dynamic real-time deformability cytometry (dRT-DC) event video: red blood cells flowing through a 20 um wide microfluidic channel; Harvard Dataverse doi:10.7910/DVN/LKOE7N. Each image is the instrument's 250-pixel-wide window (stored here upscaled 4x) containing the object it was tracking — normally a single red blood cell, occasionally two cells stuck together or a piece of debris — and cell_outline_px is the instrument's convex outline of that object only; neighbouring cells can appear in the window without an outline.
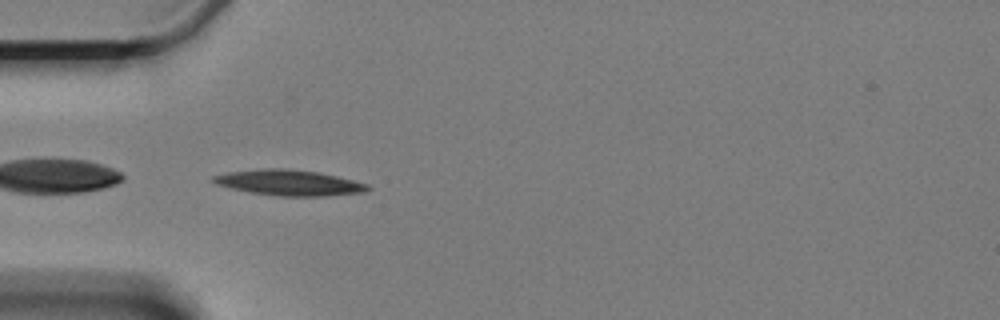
{"species": "Egyptian fruit bat (a non-hibernating species)", "species_latin": "Rousettus aegyptiacus", "temperature_condition": "cold", "stored_images_in_passage": 43, "camera_frame_rate_fps": 3000, "um_per_image_px": 0.085, "animal": {"sex": "female"}, "frame": {"image": 1, "passage_image": 1, "time_ms": 0.0, "image_size_px": [1000, 320], "cell_outline_px": [[372, 188], [364, 192], [324, 196], [280, 196], [252, 192], [232, 188], [216, 184], [212, 180], [212, 176], [228, 172], [264, 168], [288, 168], [320, 172], [368, 184]], "centroid_in_image_um": [24.59, 15.52], "position_along_channel_um": 60.4, "area_um2": 22.95}}
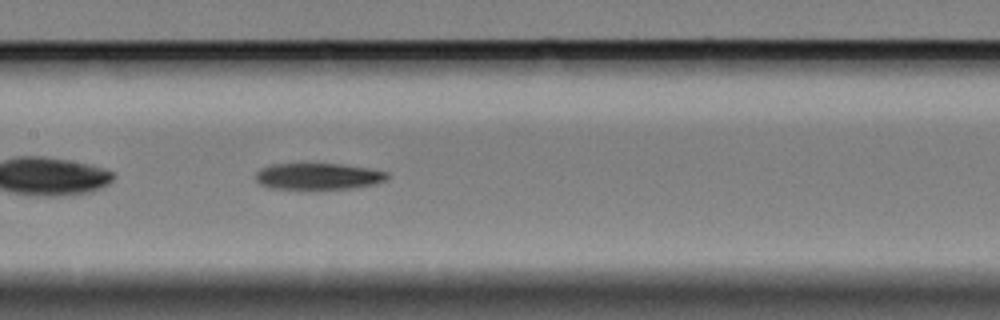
{"frame": {"image": 2, "passage_image": 12, "time_ms": 3.667, "image_size_px": [1000, 320], "cell_outline_px": [[388, 176], [384, 180], [372, 184], [348, 188], [268, 188], [260, 184], [256, 180], [256, 172], [260, 168], [272, 164], [340, 164], [368, 168], [388, 172]], "centroid_in_image_um": [26.99, 14.97], "position_along_channel_um": 180.4, "area_um2": 19.83}}
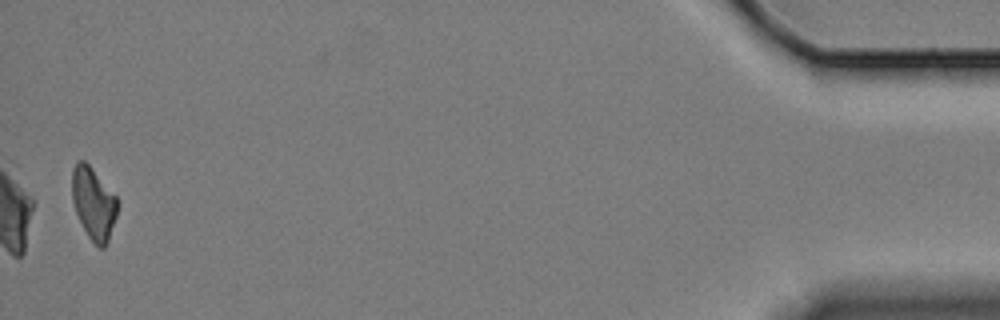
{"frame": {"image": 3, "passage_image": 42, "time_ms": 13.667, "image_size_px": [1000, 320], "cell_outline_px": [[116, 216], [108, 240], [104, 248], [100, 248], [88, 236], [76, 212], [72, 200], [72, 168], [76, 160], [84, 160], [92, 168], [116, 196]], "centroid_in_image_um": [7.92, 17.24], "position_along_channel_um": 427.3, "area_um2": 18.73}, "authors_computed_cell_mechanics": {"area_um2": 21.2704, "velocity_mm_per_s": 3.3216, "shape_relaxation_time_tau1_ms": 5.1405, "shape_relaxation_time_tau2_ms": null, "deformation_change_tau1": 0.1364, "deformation_change_tau2": null}}